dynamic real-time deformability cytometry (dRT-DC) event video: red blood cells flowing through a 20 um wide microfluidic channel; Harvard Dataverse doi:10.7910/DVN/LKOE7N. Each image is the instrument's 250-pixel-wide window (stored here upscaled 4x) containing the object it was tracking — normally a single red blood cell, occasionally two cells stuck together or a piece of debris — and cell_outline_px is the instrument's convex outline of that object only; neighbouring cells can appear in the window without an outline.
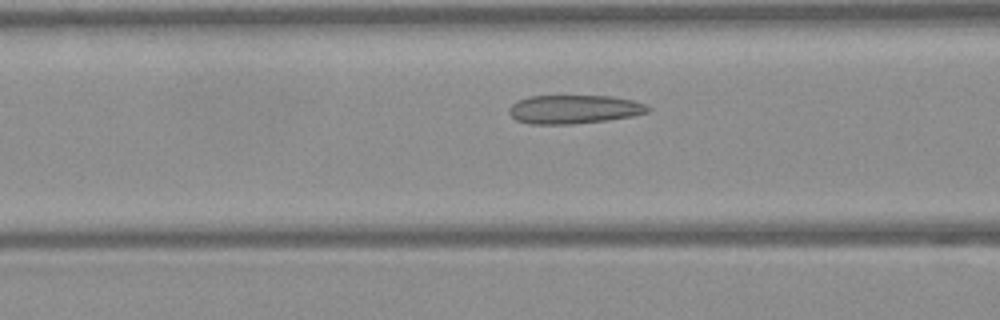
{"species": "Egyptian fruit bat (a non-hibernating species)", "species_latin": "Rousettus aegyptiacus", "temperature_condition": "warm", "stored_images_in_passage": 15, "camera_frame_rate_fps": 3000, "um_per_image_px": 0.085, "frame": {"image": 1, "passage_image": 13, "time_ms": 4.0, "image_size_px": [1000, 320], "cell_outline_px": [[652, 112], [632, 116], [608, 120], [572, 124], [528, 124], [516, 120], [508, 112], [508, 108], [516, 100], [528, 96], [612, 96], [632, 100], [644, 104], [652, 108]], "centroid_in_image_um": [48.79, 9.29], "position_along_channel_um": 117.8, "area_um2": 23.47}}